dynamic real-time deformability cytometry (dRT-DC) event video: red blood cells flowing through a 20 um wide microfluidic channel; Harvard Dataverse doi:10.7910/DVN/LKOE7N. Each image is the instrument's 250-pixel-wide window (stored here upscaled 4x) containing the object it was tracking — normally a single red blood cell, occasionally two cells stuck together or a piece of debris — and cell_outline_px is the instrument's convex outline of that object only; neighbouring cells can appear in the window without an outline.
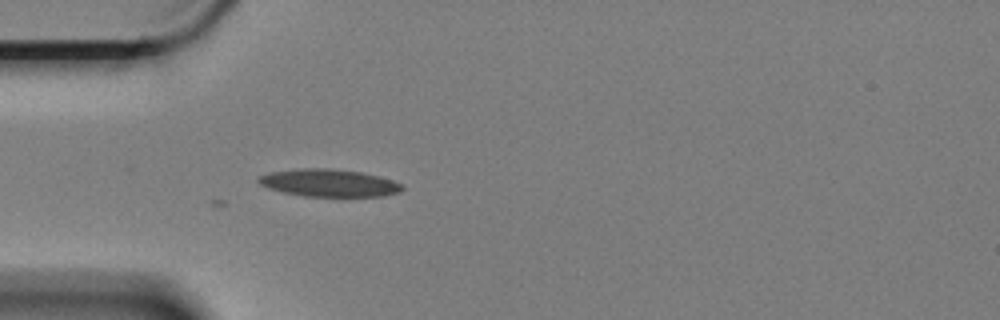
{"species": "Egyptian fruit bat (a non-hibernating species)", "species_latin": "Rousettus aegyptiacus", "temperature_condition": "cold", "stored_images_in_passage": 3, "camera_frame_rate_fps": 3000, "um_per_image_px": 0.085, "animal": {"sex": "female"}, "frame": {"image": 1, "passage_image": 3, "time_ms": 0.667, "image_size_px": [1000, 320], "cell_outline_px": [[404, 188], [400, 192], [384, 196], [304, 196], [284, 192], [268, 188], [260, 184], [256, 180], [256, 176], [268, 172], [304, 168], [324, 168], [360, 172], [392, 180], [404, 184]], "centroid_in_image_um": [27.93, 15.55], "position_along_channel_um": 57.1, "area_um2": 22.95}}